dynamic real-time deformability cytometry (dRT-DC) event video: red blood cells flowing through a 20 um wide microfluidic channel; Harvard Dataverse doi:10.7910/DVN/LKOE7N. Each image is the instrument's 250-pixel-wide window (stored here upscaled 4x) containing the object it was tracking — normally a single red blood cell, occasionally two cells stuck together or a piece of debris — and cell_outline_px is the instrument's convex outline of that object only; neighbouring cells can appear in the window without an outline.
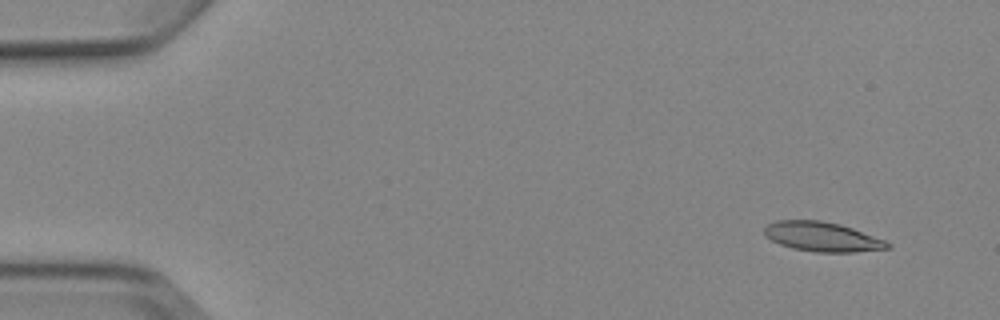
{"species": "Egyptian fruit bat (a non-hibernating species)", "species_latin": "Rousettus aegyptiacus", "temperature_condition": "cold", "stored_images_in_passage": 6, "camera_frame_rate_fps": 3000, "um_per_image_px": 0.085, "animal": {"sex": "female"}, "frame": {"image": 1, "passage_image": 2, "time_ms": 1.0, "image_size_px": [1000, 320], "cell_outline_px": [[892, 248], [852, 252], [816, 252], [792, 248], [780, 244], [764, 236], [764, 228], [768, 224], [776, 220], [820, 220], [840, 224], [852, 228], [884, 240], [892, 244]], "centroid_in_image_um": [69.88, 20.12], "position_along_channel_um": 15.1, "area_um2": 21.15}}